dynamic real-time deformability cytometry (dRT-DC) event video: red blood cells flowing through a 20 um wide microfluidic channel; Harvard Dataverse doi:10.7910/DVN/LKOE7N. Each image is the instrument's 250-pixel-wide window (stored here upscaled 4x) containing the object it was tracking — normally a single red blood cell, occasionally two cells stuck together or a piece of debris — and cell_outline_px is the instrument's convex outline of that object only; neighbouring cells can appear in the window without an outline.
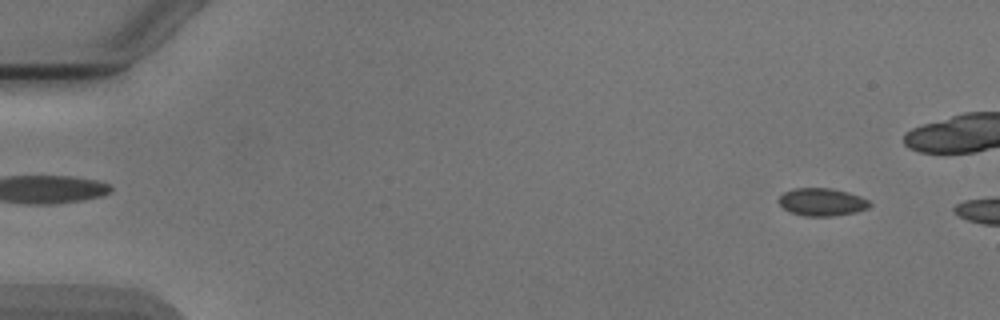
{"species": "Egyptian fruit bat (a non-hibernating species)", "species_latin": "Rousettus aegyptiacus", "temperature_condition": "cold", "stored_images_in_passage": 46, "camera_frame_rate_fps": 3000, "um_per_image_px": 0.085, "animal": {"sex": "male"}, "frame": {"image": 1, "passage_image": 4, "time_ms": 1.0, "image_size_px": [1000, 320], "cell_outline_px": [[872, 204], [868, 208], [856, 212], [832, 216], [804, 216], [792, 212], [784, 208], [776, 200], [784, 192], [792, 188], [832, 188], [848, 192], [860, 196], [868, 200]], "centroid_in_image_um": [69.86, 17.16], "position_along_channel_um": 15.1, "area_um2": 14.74}}
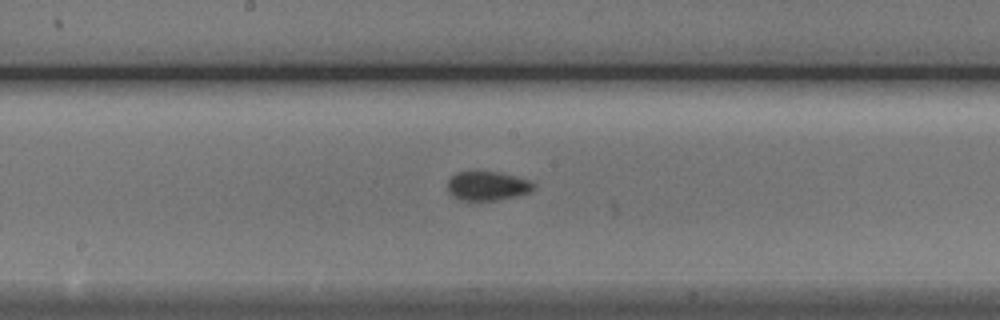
{"frame": {"image": 2, "passage_image": 28, "time_ms": 9.0, "image_size_px": [1000, 320], "cell_outline_px": [[536, 188], [532, 192], [516, 196], [496, 200], [460, 200], [452, 196], [448, 192], [448, 180], [456, 172], [496, 172], [532, 180], [536, 184]], "centroid_in_image_um": [41.47, 15.81], "position_along_channel_um": 206.7, "area_um2": 14.68}}
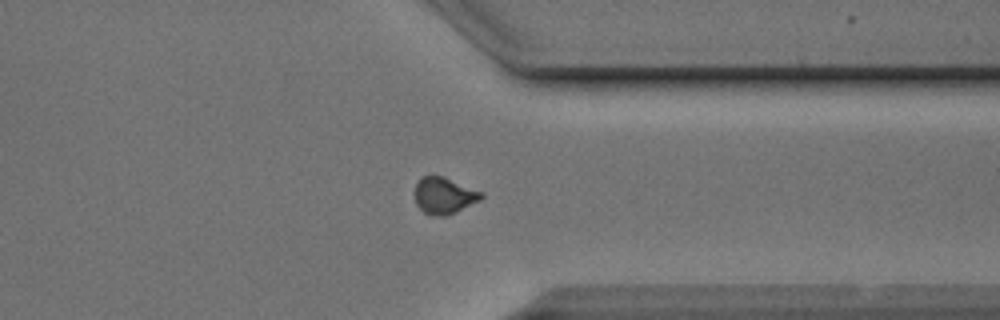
{"frame": {"image": 3, "passage_image": 41, "time_ms": 13.333, "image_size_px": [1000, 320], "cell_outline_px": [[484, 196], [480, 200], [444, 216], [432, 216], [424, 212], [416, 204], [416, 184], [420, 176], [444, 176], [484, 192]], "centroid_in_image_um": [37.76, 16.6], "position_along_channel_um": 373.6, "area_um2": 14.05}, "authors_computed_cell_mechanics": {"area_um2": 14.5367, "velocity_mm_per_s": 3.8925, "shape_relaxation_time_tau1_ms": 6.6366, "shape_relaxation_time_tau2_ms": 1.9647, "deformation_change_tau1": 0.0562, "deformation_change_tau2": 0.0529}}